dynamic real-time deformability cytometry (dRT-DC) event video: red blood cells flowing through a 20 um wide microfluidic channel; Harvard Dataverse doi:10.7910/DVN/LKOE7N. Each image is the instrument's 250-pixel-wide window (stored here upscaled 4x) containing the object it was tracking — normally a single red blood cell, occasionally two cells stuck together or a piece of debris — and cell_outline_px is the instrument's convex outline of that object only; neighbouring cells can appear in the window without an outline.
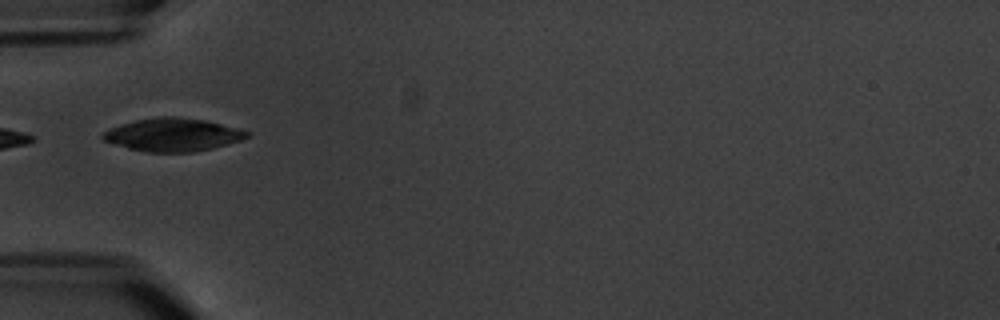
{"species": "common noctule bat (a hibernating species)", "species_latin": "Nyctalus noctula", "temperature_condition": "warm", "stored_images_in_passage": 4, "camera_frame_rate_fps": 3000, "um_per_image_px": 0.085, "animal": {"sex": "male", "body_mass_g": 20.1, "forearm_length_mm": 53.5}, "frame": {"image": 1, "passage_image": 3, "time_ms": 2.333, "image_size_px": [1000, 320], "cell_outline_px": [[252, 132], [248, 136], [240, 140], [228, 144], [212, 148], [192, 152], [148, 152], [128, 148], [104, 140], [100, 136], [104, 132], [120, 124], [136, 120], [160, 116], [172, 116], [204, 120], [240, 128]], "centroid_in_image_um": [14.72, 11.45], "position_along_channel_um": 70.3, "area_um2": 27.57}}